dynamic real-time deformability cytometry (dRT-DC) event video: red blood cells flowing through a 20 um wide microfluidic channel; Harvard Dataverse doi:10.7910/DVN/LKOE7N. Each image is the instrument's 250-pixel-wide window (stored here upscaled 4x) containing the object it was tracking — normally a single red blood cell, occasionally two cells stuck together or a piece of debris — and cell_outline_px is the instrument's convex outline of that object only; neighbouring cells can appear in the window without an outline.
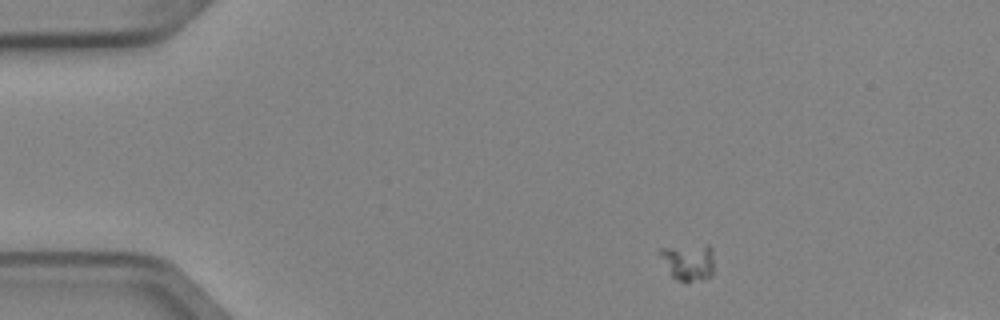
{"species": "Egyptian fruit bat (a non-hibernating species)", "species_latin": "Rousettus aegyptiacus", "temperature_condition": "cold", "stored_images_in_passage": 4, "camera_frame_rate_fps": 3000, "um_per_image_px": 0.085, "animal": {"sex": "female"}, "frame": {"image": 1, "passage_image": 1, "time_ms": 0.0, "image_size_px": [1000, 320], "cell_outline_px": [[712, 276], [684, 284], [676, 280], [668, 272], [656, 252], [660, 248], [708, 244], [712, 248]], "centroid_in_image_um": [58.45, 22.28], "position_along_channel_um": 26.6, "area_um2": 11.96}}